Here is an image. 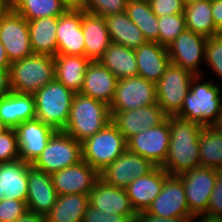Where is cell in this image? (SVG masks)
<instances>
[{"mask_svg": "<svg viewBox=\"0 0 222 222\" xmlns=\"http://www.w3.org/2000/svg\"><path fill=\"white\" fill-rule=\"evenodd\" d=\"M170 143L167 159L161 166L169 175H180L200 166L199 138L203 126L168 116Z\"/></svg>", "mask_w": 222, "mask_h": 222, "instance_id": "1", "label": "cell"}, {"mask_svg": "<svg viewBox=\"0 0 222 222\" xmlns=\"http://www.w3.org/2000/svg\"><path fill=\"white\" fill-rule=\"evenodd\" d=\"M200 77L195 75L191 80L190 90L183 106L175 116L196 122L203 127L215 126L222 106L221 88L212 82L201 84L198 82Z\"/></svg>", "mask_w": 222, "mask_h": 222, "instance_id": "2", "label": "cell"}, {"mask_svg": "<svg viewBox=\"0 0 222 222\" xmlns=\"http://www.w3.org/2000/svg\"><path fill=\"white\" fill-rule=\"evenodd\" d=\"M112 121L110 106L103 101L75 93L69 119L63 130L76 141L94 136Z\"/></svg>", "mask_w": 222, "mask_h": 222, "instance_id": "3", "label": "cell"}, {"mask_svg": "<svg viewBox=\"0 0 222 222\" xmlns=\"http://www.w3.org/2000/svg\"><path fill=\"white\" fill-rule=\"evenodd\" d=\"M10 89L22 94H34L55 79L54 56L32 54L14 61L9 70Z\"/></svg>", "mask_w": 222, "mask_h": 222, "instance_id": "4", "label": "cell"}, {"mask_svg": "<svg viewBox=\"0 0 222 222\" xmlns=\"http://www.w3.org/2000/svg\"><path fill=\"white\" fill-rule=\"evenodd\" d=\"M74 92L54 79L36 91V118L56 130H64L69 119Z\"/></svg>", "mask_w": 222, "mask_h": 222, "instance_id": "5", "label": "cell"}, {"mask_svg": "<svg viewBox=\"0 0 222 222\" xmlns=\"http://www.w3.org/2000/svg\"><path fill=\"white\" fill-rule=\"evenodd\" d=\"M81 144L82 160L99 173L127 149L126 139L112 121Z\"/></svg>", "mask_w": 222, "mask_h": 222, "instance_id": "6", "label": "cell"}, {"mask_svg": "<svg viewBox=\"0 0 222 222\" xmlns=\"http://www.w3.org/2000/svg\"><path fill=\"white\" fill-rule=\"evenodd\" d=\"M82 161V144L63 130H57L41 155L32 164L52 174Z\"/></svg>", "mask_w": 222, "mask_h": 222, "instance_id": "7", "label": "cell"}, {"mask_svg": "<svg viewBox=\"0 0 222 222\" xmlns=\"http://www.w3.org/2000/svg\"><path fill=\"white\" fill-rule=\"evenodd\" d=\"M195 75L172 63L156 83L157 104L167 116H175L182 108Z\"/></svg>", "mask_w": 222, "mask_h": 222, "instance_id": "8", "label": "cell"}, {"mask_svg": "<svg viewBox=\"0 0 222 222\" xmlns=\"http://www.w3.org/2000/svg\"><path fill=\"white\" fill-rule=\"evenodd\" d=\"M0 41L11 63L33 54L28 21L11 7L0 17Z\"/></svg>", "mask_w": 222, "mask_h": 222, "instance_id": "9", "label": "cell"}, {"mask_svg": "<svg viewBox=\"0 0 222 222\" xmlns=\"http://www.w3.org/2000/svg\"><path fill=\"white\" fill-rule=\"evenodd\" d=\"M217 171L214 168L198 166L178 175L183 182L187 204L193 216L206 214L215 187Z\"/></svg>", "mask_w": 222, "mask_h": 222, "instance_id": "10", "label": "cell"}, {"mask_svg": "<svg viewBox=\"0 0 222 222\" xmlns=\"http://www.w3.org/2000/svg\"><path fill=\"white\" fill-rule=\"evenodd\" d=\"M156 103V84L137 75L118 79L110 111H128Z\"/></svg>", "mask_w": 222, "mask_h": 222, "instance_id": "11", "label": "cell"}, {"mask_svg": "<svg viewBox=\"0 0 222 222\" xmlns=\"http://www.w3.org/2000/svg\"><path fill=\"white\" fill-rule=\"evenodd\" d=\"M127 150L150 160L155 166H162L167 159L170 143L168 116L156 127L146 129L127 141Z\"/></svg>", "mask_w": 222, "mask_h": 222, "instance_id": "12", "label": "cell"}, {"mask_svg": "<svg viewBox=\"0 0 222 222\" xmlns=\"http://www.w3.org/2000/svg\"><path fill=\"white\" fill-rule=\"evenodd\" d=\"M156 166L148 159L125 150L100 172L105 183L125 189L133 180L150 173Z\"/></svg>", "mask_w": 222, "mask_h": 222, "instance_id": "13", "label": "cell"}, {"mask_svg": "<svg viewBox=\"0 0 222 222\" xmlns=\"http://www.w3.org/2000/svg\"><path fill=\"white\" fill-rule=\"evenodd\" d=\"M146 212L167 218L191 219L193 217L187 204L183 182L178 175H168L165 178L161 193Z\"/></svg>", "mask_w": 222, "mask_h": 222, "instance_id": "14", "label": "cell"}, {"mask_svg": "<svg viewBox=\"0 0 222 222\" xmlns=\"http://www.w3.org/2000/svg\"><path fill=\"white\" fill-rule=\"evenodd\" d=\"M207 37L185 29L167 46V52L172 64L202 76L198 70L202 57H205Z\"/></svg>", "mask_w": 222, "mask_h": 222, "instance_id": "15", "label": "cell"}, {"mask_svg": "<svg viewBox=\"0 0 222 222\" xmlns=\"http://www.w3.org/2000/svg\"><path fill=\"white\" fill-rule=\"evenodd\" d=\"M56 131L55 128L37 118L19 124L15 128L19 158L24 162L33 164Z\"/></svg>", "mask_w": 222, "mask_h": 222, "instance_id": "16", "label": "cell"}, {"mask_svg": "<svg viewBox=\"0 0 222 222\" xmlns=\"http://www.w3.org/2000/svg\"><path fill=\"white\" fill-rule=\"evenodd\" d=\"M51 178L57 195H89L95 183L100 179V173L82 160L75 165L52 173Z\"/></svg>", "mask_w": 222, "mask_h": 222, "instance_id": "17", "label": "cell"}, {"mask_svg": "<svg viewBox=\"0 0 222 222\" xmlns=\"http://www.w3.org/2000/svg\"><path fill=\"white\" fill-rule=\"evenodd\" d=\"M110 113L112 122L126 141L146 129L158 126L167 117L157 103L128 111H110Z\"/></svg>", "mask_w": 222, "mask_h": 222, "instance_id": "18", "label": "cell"}, {"mask_svg": "<svg viewBox=\"0 0 222 222\" xmlns=\"http://www.w3.org/2000/svg\"><path fill=\"white\" fill-rule=\"evenodd\" d=\"M81 27L82 9L69 8L58 16L57 54L85 56V41Z\"/></svg>", "mask_w": 222, "mask_h": 222, "instance_id": "19", "label": "cell"}, {"mask_svg": "<svg viewBox=\"0 0 222 222\" xmlns=\"http://www.w3.org/2000/svg\"><path fill=\"white\" fill-rule=\"evenodd\" d=\"M27 210L46 215L57 200V193L53 186L51 174L35 168H28Z\"/></svg>", "mask_w": 222, "mask_h": 222, "instance_id": "20", "label": "cell"}, {"mask_svg": "<svg viewBox=\"0 0 222 222\" xmlns=\"http://www.w3.org/2000/svg\"><path fill=\"white\" fill-rule=\"evenodd\" d=\"M168 175L162 167L156 166L150 173L136 178L125 188L137 214L146 211L161 193L164 180Z\"/></svg>", "mask_w": 222, "mask_h": 222, "instance_id": "21", "label": "cell"}, {"mask_svg": "<svg viewBox=\"0 0 222 222\" xmlns=\"http://www.w3.org/2000/svg\"><path fill=\"white\" fill-rule=\"evenodd\" d=\"M118 78L99 61H91L84 75L80 94L110 104L114 100Z\"/></svg>", "mask_w": 222, "mask_h": 222, "instance_id": "22", "label": "cell"}, {"mask_svg": "<svg viewBox=\"0 0 222 222\" xmlns=\"http://www.w3.org/2000/svg\"><path fill=\"white\" fill-rule=\"evenodd\" d=\"M135 55L137 75L155 84L161 79L171 63L167 47L157 42L147 41L135 49Z\"/></svg>", "mask_w": 222, "mask_h": 222, "instance_id": "23", "label": "cell"}, {"mask_svg": "<svg viewBox=\"0 0 222 222\" xmlns=\"http://www.w3.org/2000/svg\"><path fill=\"white\" fill-rule=\"evenodd\" d=\"M89 204L92 207L119 215H137L131 205L127 192L99 179L89 194Z\"/></svg>", "mask_w": 222, "mask_h": 222, "instance_id": "24", "label": "cell"}, {"mask_svg": "<svg viewBox=\"0 0 222 222\" xmlns=\"http://www.w3.org/2000/svg\"><path fill=\"white\" fill-rule=\"evenodd\" d=\"M32 164L21 159L0 164V201L21 200L26 203L28 195V168Z\"/></svg>", "mask_w": 222, "mask_h": 222, "instance_id": "25", "label": "cell"}, {"mask_svg": "<svg viewBox=\"0 0 222 222\" xmlns=\"http://www.w3.org/2000/svg\"><path fill=\"white\" fill-rule=\"evenodd\" d=\"M81 29L85 41V57L98 61L111 44L104 18L82 9Z\"/></svg>", "mask_w": 222, "mask_h": 222, "instance_id": "26", "label": "cell"}, {"mask_svg": "<svg viewBox=\"0 0 222 222\" xmlns=\"http://www.w3.org/2000/svg\"><path fill=\"white\" fill-rule=\"evenodd\" d=\"M36 118L35 97L11 91L0 100V119L7 128L15 129L19 124Z\"/></svg>", "mask_w": 222, "mask_h": 222, "instance_id": "27", "label": "cell"}, {"mask_svg": "<svg viewBox=\"0 0 222 222\" xmlns=\"http://www.w3.org/2000/svg\"><path fill=\"white\" fill-rule=\"evenodd\" d=\"M54 62L55 79L74 93H80L91 60L85 56L57 54L54 56Z\"/></svg>", "mask_w": 222, "mask_h": 222, "instance_id": "28", "label": "cell"}, {"mask_svg": "<svg viewBox=\"0 0 222 222\" xmlns=\"http://www.w3.org/2000/svg\"><path fill=\"white\" fill-rule=\"evenodd\" d=\"M57 25L58 16L42 17L28 21L33 54L57 55Z\"/></svg>", "mask_w": 222, "mask_h": 222, "instance_id": "29", "label": "cell"}, {"mask_svg": "<svg viewBox=\"0 0 222 222\" xmlns=\"http://www.w3.org/2000/svg\"><path fill=\"white\" fill-rule=\"evenodd\" d=\"M103 18L111 42L134 50L147 42L142 31L130 20L126 12L111 14Z\"/></svg>", "mask_w": 222, "mask_h": 222, "instance_id": "30", "label": "cell"}, {"mask_svg": "<svg viewBox=\"0 0 222 222\" xmlns=\"http://www.w3.org/2000/svg\"><path fill=\"white\" fill-rule=\"evenodd\" d=\"M89 206V195H58L52 209L45 215L46 222H83Z\"/></svg>", "mask_w": 222, "mask_h": 222, "instance_id": "31", "label": "cell"}, {"mask_svg": "<svg viewBox=\"0 0 222 222\" xmlns=\"http://www.w3.org/2000/svg\"><path fill=\"white\" fill-rule=\"evenodd\" d=\"M98 61L118 79L137 76L138 68L134 49L111 42Z\"/></svg>", "mask_w": 222, "mask_h": 222, "instance_id": "32", "label": "cell"}, {"mask_svg": "<svg viewBox=\"0 0 222 222\" xmlns=\"http://www.w3.org/2000/svg\"><path fill=\"white\" fill-rule=\"evenodd\" d=\"M211 11V0L186 3L184 7L186 28L207 38L220 34L215 28Z\"/></svg>", "mask_w": 222, "mask_h": 222, "instance_id": "33", "label": "cell"}, {"mask_svg": "<svg viewBox=\"0 0 222 222\" xmlns=\"http://www.w3.org/2000/svg\"><path fill=\"white\" fill-rule=\"evenodd\" d=\"M126 13L147 41L159 43L158 17L152 12L149 0H128Z\"/></svg>", "mask_w": 222, "mask_h": 222, "instance_id": "34", "label": "cell"}, {"mask_svg": "<svg viewBox=\"0 0 222 222\" xmlns=\"http://www.w3.org/2000/svg\"><path fill=\"white\" fill-rule=\"evenodd\" d=\"M200 166L222 171V131L203 127L199 138Z\"/></svg>", "mask_w": 222, "mask_h": 222, "instance_id": "35", "label": "cell"}, {"mask_svg": "<svg viewBox=\"0 0 222 222\" xmlns=\"http://www.w3.org/2000/svg\"><path fill=\"white\" fill-rule=\"evenodd\" d=\"M10 7L27 21L60 16L69 9L61 0H10Z\"/></svg>", "mask_w": 222, "mask_h": 222, "instance_id": "36", "label": "cell"}, {"mask_svg": "<svg viewBox=\"0 0 222 222\" xmlns=\"http://www.w3.org/2000/svg\"><path fill=\"white\" fill-rule=\"evenodd\" d=\"M159 44L167 47L186 29L184 13L158 17Z\"/></svg>", "mask_w": 222, "mask_h": 222, "instance_id": "37", "label": "cell"}, {"mask_svg": "<svg viewBox=\"0 0 222 222\" xmlns=\"http://www.w3.org/2000/svg\"><path fill=\"white\" fill-rule=\"evenodd\" d=\"M128 0H86L83 10L98 16L126 12Z\"/></svg>", "mask_w": 222, "mask_h": 222, "instance_id": "38", "label": "cell"}, {"mask_svg": "<svg viewBox=\"0 0 222 222\" xmlns=\"http://www.w3.org/2000/svg\"><path fill=\"white\" fill-rule=\"evenodd\" d=\"M204 54L206 63L222 79V33L207 38Z\"/></svg>", "mask_w": 222, "mask_h": 222, "instance_id": "39", "label": "cell"}, {"mask_svg": "<svg viewBox=\"0 0 222 222\" xmlns=\"http://www.w3.org/2000/svg\"><path fill=\"white\" fill-rule=\"evenodd\" d=\"M19 158V147L15 129L8 128L0 134V164L13 162Z\"/></svg>", "mask_w": 222, "mask_h": 222, "instance_id": "40", "label": "cell"}, {"mask_svg": "<svg viewBox=\"0 0 222 222\" xmlns=\"http://www.w3.org/2000/svg\"><path fill=\"white\" fill-rule=\"evenodd\" d=\"M136 217L137 215H119L113 212L107 213L89 204L83 222H135Z\"/></svg>", "mask_w": 222, "mask_h": 222, "instance_id": "41", "label": "cell"}, {"mask_svg": "<svg viewBox=\"0 0 222 222\" xmlns=\"http://www.w3.org/2000/svg\"><path fill=\"white\" fill-rule=\"evenodd\" d=\"M27 211L24 201L7 199L0 201V222H14Z\"/></svg>", "mask_w": 222, "mask_h": 222, "instance_id": "42", "label": "cell"}, {"mask_svg": "<svg viewBox=\"0 0 222 222\" xmlns=\"http://www.w3.org/2000/svg\"><path fill=\"white\" fill-rule=\"evenodd\" d=\"M152 12L157 16L184 13V0H149Z\"/></svg>", "mask_w": 222, "mask_h": 222, "instance_id": "43", "label": "cell"}, {"mask_svg": "<svg viewBox=\"0 0 222 222\" xmlns=\"http://www.w3.org/2000/svg\"><path fill=\"white\" fill-rule=\"evenodd\" d=\"M206 214L222 218V171H217L215 187L210 196Z\"/></svg>", "mask_w": 222, "mask_h": 222, "instance_id": "44", "label": "cell"}, {"mask_svg": "<svg viewBox=\"0 0 222 222\" xmlns=\"http://www.w3.org/2000/svg\"><path fill=\"white\" fill-rule=\"evenodd\" d=\"M190 220L191 219L160 217L149 214L146 211H142L137 214L135 222H190Z\"/></svg>", "mask_w": 222, "mask_h": 222, "instance_id": "45", "label": "cell"}, {"mask_svg": "<svg viewBox=\"0 0 222 222\" xmlns=\"http://www.w3.org/2000/svg\"><path fill=\"white\" fill-rule=\"evenodd\" d=\"M211 8L215 28L222 33V0H211Z\"/></svg>", "mask_w": 222, "mask_h": 222, "instance_id": "46", "label": "cell"}, {"mask_svg": "<svg viewBox=\"0 0 222 222\" xmlns=\"http://www.w3.org/2000/svg\"><path fill=\"white\" fill-rule=\"evenodd\" d=\"M9 70L10 69L0 68V96L1 97L11 92Z\"/></svg>", "mask_w": 222, "mask_h": 222, "instance_id": "47", "label": "cell"}, {"mask_svg": "<svg viewBox=\"0 0 222 222\" xmlns=\"http://www.w3.org/2000/svg\"><path fill=\"white\" fill-rule=\"evenodd\" d=\"M14 222H46L45 216L39 213L26 211L21 217Z\"/></svg>", "mask_w": 222, "mask_h": 222, "instance_id": "48", "label": "cell"}, {"mask_svg": "<svg viewBox=\"0 0 222 222\" xmlns=\"http://www.w3.org/2000/svg\"><path fill=\"white\" fill-rule=\"evenodd\" d=\"M197 217V218H196ZM199 217V219H198ZM198 222H222V218L218 216L208 215V214H198L191 218L190 222H195L196 220Z\"/></svg>", "mask_w": 222, "mask_h": 222, "instance_id": "49", "label": "cell"}, {"mask_svg": "<svg viewBox=\"0 0 222 222\" xmlns=\"http://www.w3.org/2000/svg\"><path fill=\"white\" fill-rule=\"evenodd\" d=\"M11 62L7 57L5 48L0 41V68L2 69H10Z\"/></svg>", "mask_w": 222, "mask_h": 222, "instance_id": "50", "label": "cell"}, {"mask_svg": "<svg viewBox=\"0 0 222 222\" xmlns=\"http://www.w3.org/2000/svg\"><path fill=\"white\" fill-rule=\"evenodd\" d=\"M68 8L82 9L86 0H61Z\"/></svg>", "mask_w": 222, "mask_h": 222, "instance_id": "51", "label": "cell"}, {"mask_svg": "<svg viewBox=\"0 0 222 222\" xmlns=\"http://www.w3.org/2000/svg\"><path fill=\"white\" fill-rule=\"evenodd\" d=\"M10 7V0H0V17L7 11Z\"/></svg>", "mask_w": 222, "mask_h": 222, "instance_id": "52", "label": "cell"}, {"mask_svg": "<svg viewBox=\"0 0 222 222\" xmlns=\"http://www.w3.org/2000/svg\"><path fill=\"white\" fill-rule=\"evenodd\" d=\"M215 127L222 131V106H221L219 119H218L217 124L215 125Z\"/></svg>", "mask_w": 222, "mask_h": 222, "instance_id": "53", "label": "cell"}, {"mask_svg": "<svg viewBox=\"0 0 222 222\" xmlns=\"http://www.w3.org/2000/svg\"><path fill=\"white\" fill-rule=\"evenodd\" d=\"M8 128L5 126V124L2 122V120L0 119V134L3 133L5 130H7Z\"/></svg>", "mask_w": 222, "mask_h": 222, "instance_id": "54", "label": "cell"}, {"mask_svg": "<svg viewBox=\"0 0 222 222\" xmlns=\"http://www.w3.org/2000/svg\"><path fill=\"white\" fill-rule=\"evenodd\" d=\"M192 1H197V0H184L185 3H189V2H192Z\"/></svg>", "mask_w": 222, "mask_h": 222, "instance_id": "55", "label": "cell"}]
</instances>
